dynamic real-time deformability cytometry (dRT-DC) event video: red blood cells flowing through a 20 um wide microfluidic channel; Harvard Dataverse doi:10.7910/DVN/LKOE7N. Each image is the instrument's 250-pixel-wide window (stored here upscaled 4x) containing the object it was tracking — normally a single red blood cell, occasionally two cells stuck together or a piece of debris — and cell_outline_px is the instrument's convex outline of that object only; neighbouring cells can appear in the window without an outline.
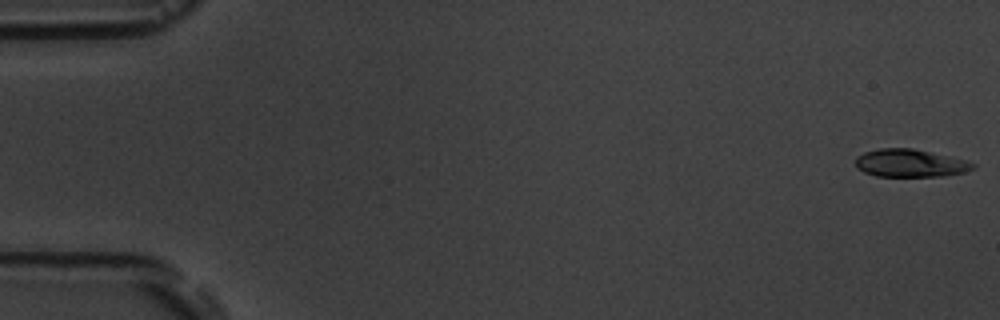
{"species": "common noctule bat (a hibernating species)", "species_latin": "Nyctalus noctula", "temperature_condition": "room temperature", "stored_images_in_passage": 5, "camera_frame_rate_fps": 3000, "um_per_image_px": 0.085, "animal": {"sex": "male", "body_mass_g": 19.5, "forearm_length_mm": 54.6}, "frame": {"image": 1, "passage_image": 1, "time_ms": 0.0, "image_size_px": [1000, 320], "cell_outline_px": [[976, 168], [964, 172], [944, 176], [876, 176], [864, 172], [856, 168], [856, 156], [864, 152], [880, 148], [912, 148], [968, 160], [976, 164]], "centroid_in_image_um": [77.38, 13.86], "position_along_channel_um": 7.6, "area_um2": 19.13}}
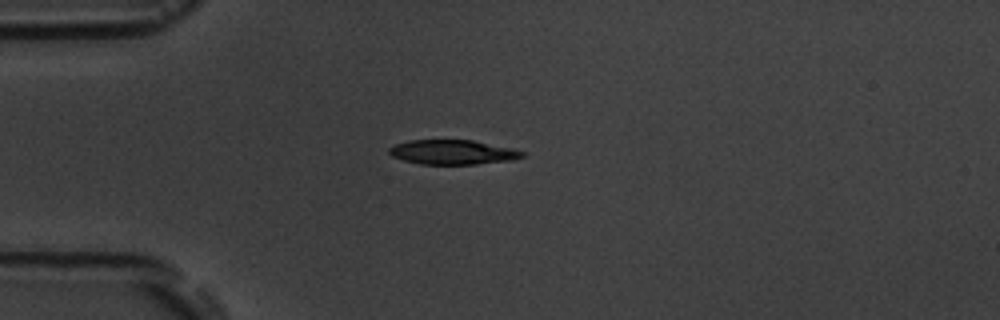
{"frame": {"image": 2, "passage_image": 5, "time_ms": 4.667, "image_size_px": [1000, 320], "cell_outline_px": [[524, 156], [512, 160], [476, 164], [420, 164], [404, 160], [392, 156], [388, 152], [388, 148], [396, 144], [408, 140], [472, 140], [508, 148], [524, 152]], "centroid_in_image_um": [38.42, 12.94], "position_along_channel_um": 46.6, "area_um2": 18.79}}